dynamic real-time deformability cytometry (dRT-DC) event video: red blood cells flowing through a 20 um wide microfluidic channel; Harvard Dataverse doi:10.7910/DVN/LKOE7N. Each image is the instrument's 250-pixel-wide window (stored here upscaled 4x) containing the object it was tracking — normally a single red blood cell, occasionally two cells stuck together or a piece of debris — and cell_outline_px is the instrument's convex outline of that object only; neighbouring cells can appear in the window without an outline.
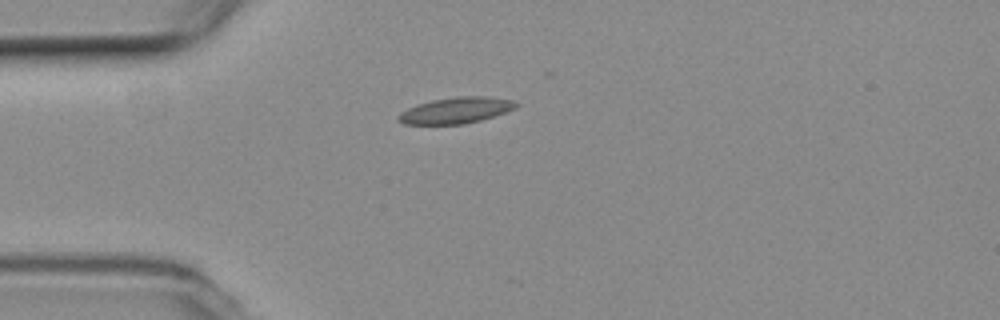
{"species": "common noctule bat (a hibernating species)", "species_latin": "Nyctalus noctula", "temperature_condition": "room temperature", "stored_images_in_passage": 43, "camera_frame_rate_fps": 3000, "um_per_image_px": 0.085, "animal": {"sex": "female", "body_mass_g": 19.3, "forearm_length_mm": 54.1}, "frame": {"image": 1, "passage_image": 1, "time_ms": 0.0, "image_size_px": [1000, 320], "cell_outline_px": [[520, 104], [516, 108], [480, 120], [464, 124], [404, 124], [396, 120], [400, 112], [416, 104], [432, 100], [456, 96], [488, 96], [512, 100]], "centroid_in_image_um": [38.73, 9.37], "position_along_channel_um": 46.3, "area_um2": 17.92}}
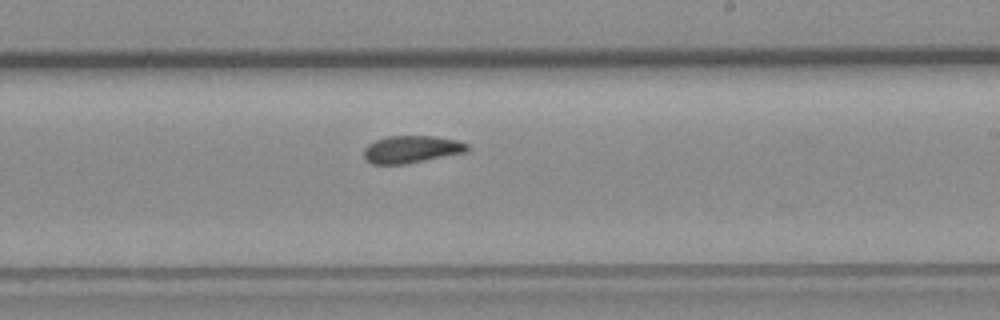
{"frame": {"image": 2, "passage_image": 19, "time_ms": 6.0, "image_size_px": [1000, 320], "cell_outline_px": [[472, 148], [468, 152], [404, 164], [372, 164], [364, 156], [364, 148], [368, 144], [376, 140], [388, 136], [432, 136], [460, 140], [468, 144]], "centroid_in_image_um": [35.04, 12.68], "position_along_channel_um": 254.0, "area_um2": 16.59}}
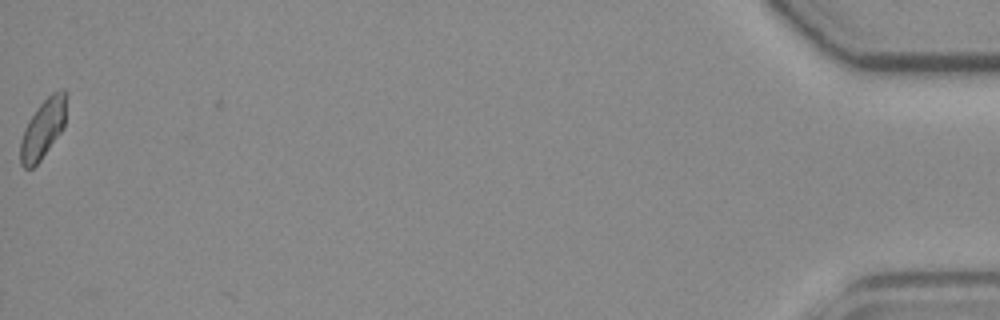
{"frame": {"image": 3, "passage_image": 42, "time_ms": 13.667, "image_size_px": [1000, 320], "cell_outline_px": [[68, 92], [64, 128], [40, 160], [32, 168], [24, 168], [20, 164], [20, 140], [24, 128], [28, 120], [36, 108], [52, 92], [60, 88], [64, 88]], "centroid_in_image_um": [3.68, 10.89], "position_along_channel_um": 431.5, "area_um2": 16.18}, "authors_computed_cell_mechanics": {"area_um2": 16.5886, "velocity_mm_per_s": 3.7026, "shape_relaxation_time_tau1_ms": null, "shape_relaxation_time_tau2_ms": 3.7609, "deformation_change_tau1": null, "deformation_change_tau2": 0.0675}}